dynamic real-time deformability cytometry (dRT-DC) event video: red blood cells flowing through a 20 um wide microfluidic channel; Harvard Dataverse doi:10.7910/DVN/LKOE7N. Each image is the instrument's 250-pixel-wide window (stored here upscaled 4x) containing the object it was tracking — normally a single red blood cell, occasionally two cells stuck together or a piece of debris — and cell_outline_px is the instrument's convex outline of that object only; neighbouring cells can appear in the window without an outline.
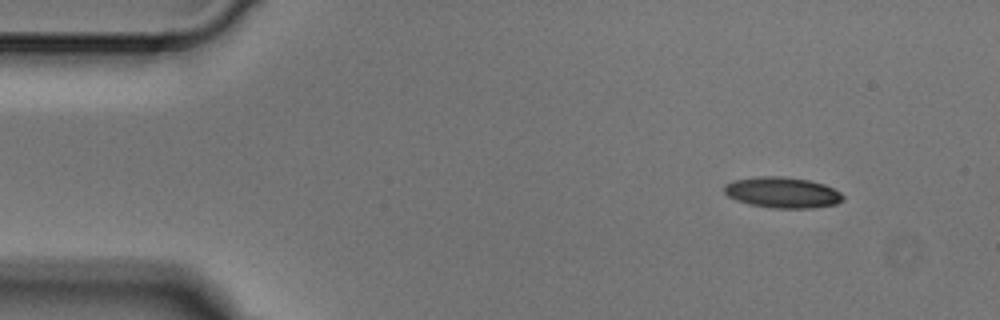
{"species": "Egyptian fruit bat (a non-hibernating species)", "species_latin": "Rousettus aegyptiacus", "temperature_condition": "cold", "stored_images_in_passage": 2, "camera_frame_rate_fps": 3000, "um_per_image_px": 0.085, "animal": {"sex": "male"}, "frame": {"image": 1, "passage_image": 1, "time_ms": 0.0, "image_size_px": [1000, 320], "cell_outline_px": [[844, 200], [836, 204], [812, 208], [772, 208], [748, 204], [736, 200], [728, 196], [724, 192], [724, 184], [736, 180], [760, 176], [780, 176], [808, 180], [824, 184], [840, 192], [844, 196]], "centroid_in_image_um": [66.51, 16.37], "position_along_channel_um": 18.5, "area_um2": 21.33}}